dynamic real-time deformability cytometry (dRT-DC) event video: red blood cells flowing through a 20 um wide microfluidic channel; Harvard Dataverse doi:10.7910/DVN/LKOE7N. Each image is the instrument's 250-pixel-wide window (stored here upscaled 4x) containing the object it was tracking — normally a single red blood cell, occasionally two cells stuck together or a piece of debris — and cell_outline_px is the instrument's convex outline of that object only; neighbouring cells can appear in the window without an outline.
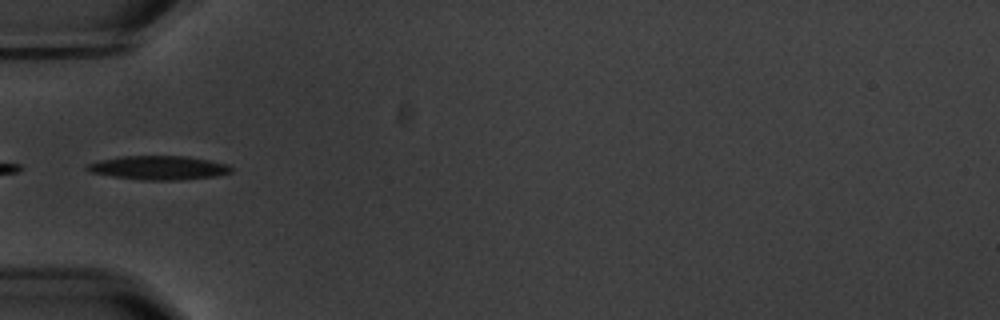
{"species": "common noctule bat (a hibernating species)", "species_latin": "Nyctalus noctula", "temperature_condition": "warm", "stored_images_in_passage": 5, "camera_frame_rate_fps": 3000, "um_per_image_px": 0.085, "animal": {"sex": "male", "body_mass_g": 20.1, "forearm_length_mm": 53.5}, "frame": {"image": 1, "passage_image": 1, "time_ms": 0.0, "image_size_px": [1000, 320], "cell_outline_px": [[232, 172], [216, 176], [180, 180], [140, 180], [112, 176], [92, 172], [84, 168], [88, 164], [100, 160], [120, 156], [188, 156], [228, 164], [232, 168]], "centroid_in_image_um": [13.5, 14.26], "position_along_channel_um": 71.5, "area_um2": 20.06}}
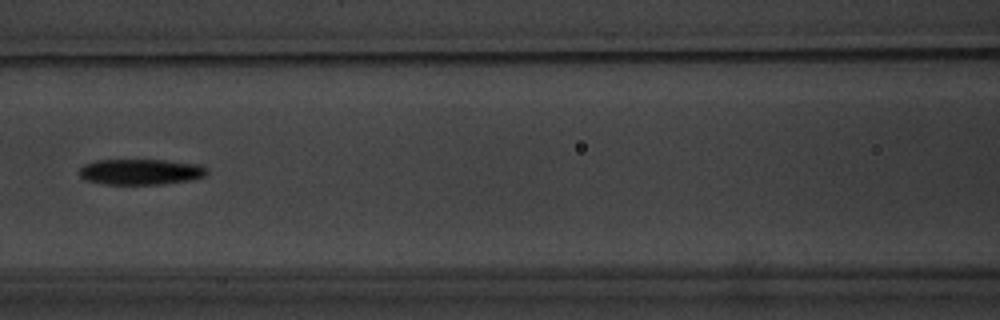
{"frame": {"image": 2, "passage_image": 3, "time_ms": 2.333, "image_size_px": [1000, 320], "cell_outline_px": [[208, 172], [204, 176], [188, 180], [160, 184], [104, 184], [84, 180], [80, 176], [80, 168], [84, 164], [96, 160], [168, 160], [200, 164], [208, 168]], "centroid_in_image_um": [11.96, 14.59], "position_along_channel_um": 154.6, "area_um2": 19.19}}
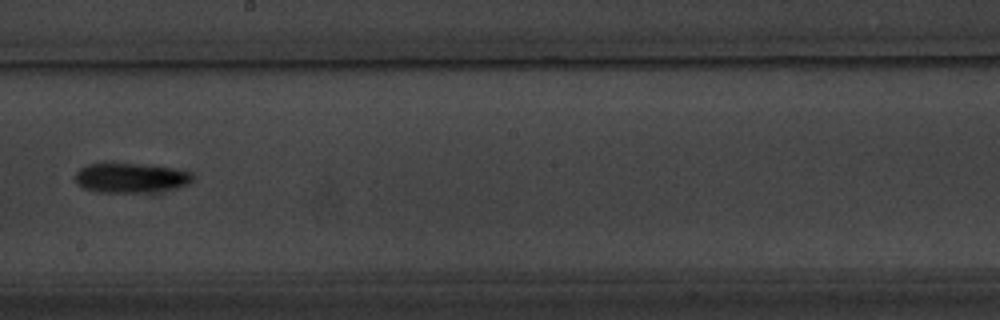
{"frame": {"image": 3, "passage_image": 5, "time_ms": 4.667, "image_size_px": [1000, 320], "cell_outline_px": [[192, 180], [188, 184], [176, 188], [140, 192], [96, 192], [84, 188], [76, 184], [72, 176], [80, 168], [88, 164], [140, 164], [176, 168], [192, 172]], "centroid_in_image_um": [11.07, 15.12], "position_along_channel_um": 237.1, "area_um2": 20.29}}